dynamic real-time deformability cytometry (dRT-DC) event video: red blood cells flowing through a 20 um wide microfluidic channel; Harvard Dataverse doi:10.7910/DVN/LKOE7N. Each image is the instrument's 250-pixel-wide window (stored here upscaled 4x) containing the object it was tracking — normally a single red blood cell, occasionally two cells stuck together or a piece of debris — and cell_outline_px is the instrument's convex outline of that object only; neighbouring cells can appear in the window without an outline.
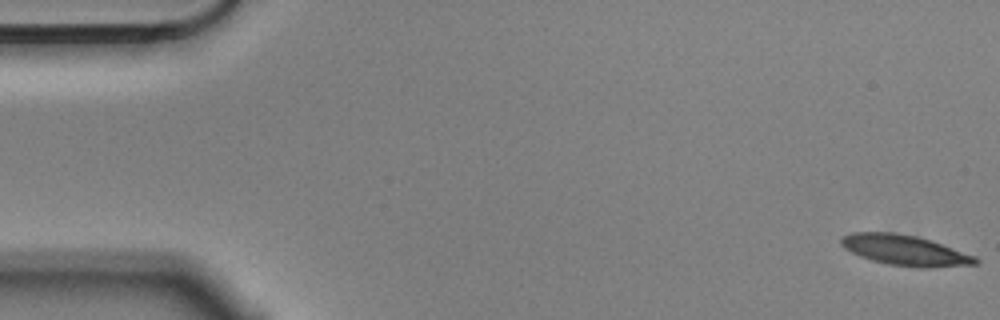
{"species": "Egyptian fruit bat (a non-hibernating species)", "species_latin": "Rousettus aegyptiacus", "temperature_condition": "cold", "stored_images_in_passage": 4, "camera_frame_rate_fps": 3000, "um_per_image_px": 0.085, "animal": {"sex": "male"}, "frame": {"image": 1, "passage_image": 1, "time_ms": 0.0, "image_size_px": [1000, 320], "cell_outline_px": [[980, 260], [976, 264], [928, 268], [920, 268], [888, 264], [872, 260], [860, 256], [844, 248], [840, 244], [840, 240], [844, 236], [852, 232], [896, 232], [916, 236], [932, 240], [976, 256]], "centroid_in_image_um": [76.94, 21.27], "position_along_channel_um": 8.1, "area_um2": 23.93}}